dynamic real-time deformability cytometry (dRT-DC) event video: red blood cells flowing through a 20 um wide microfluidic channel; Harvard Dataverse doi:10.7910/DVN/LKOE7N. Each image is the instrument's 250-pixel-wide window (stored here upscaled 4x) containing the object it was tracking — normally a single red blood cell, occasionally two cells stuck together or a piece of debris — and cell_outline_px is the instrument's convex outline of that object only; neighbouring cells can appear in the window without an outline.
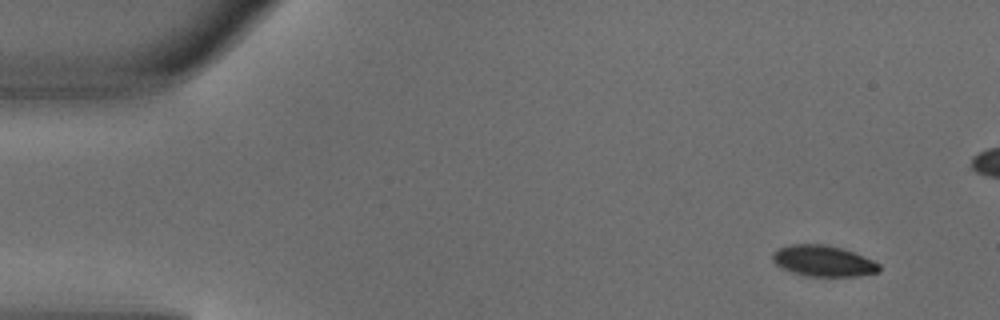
{"species": "common noctule bat (a hibernating species)", "species_latin": "Nyctalus noctula", "temperature_condition": "warm", "stored_images_in_passage": 4, "camera_frame_rate_fps": 3000, "um_per_image_px": 0.085, "animal": {"sex": "male", "body_mass_g": 18.8}, "frame": {"image": 1, "passage_image": 1, "time_ms": 0.0, "image_size_px": [1000, 320], "cell_outline_px": [[880, 272], [856, 276], [808, 276], [792, 272], [776, 264], [772, 260], [772, 252], [776, 248], [788, 244], [828, 244], [844, 248], [864, 256], [880, 264]], "centroid_in_image_um": [69.97, 22.16], "position_along_channel_um": 15.0, "area_um2": 19.48}}